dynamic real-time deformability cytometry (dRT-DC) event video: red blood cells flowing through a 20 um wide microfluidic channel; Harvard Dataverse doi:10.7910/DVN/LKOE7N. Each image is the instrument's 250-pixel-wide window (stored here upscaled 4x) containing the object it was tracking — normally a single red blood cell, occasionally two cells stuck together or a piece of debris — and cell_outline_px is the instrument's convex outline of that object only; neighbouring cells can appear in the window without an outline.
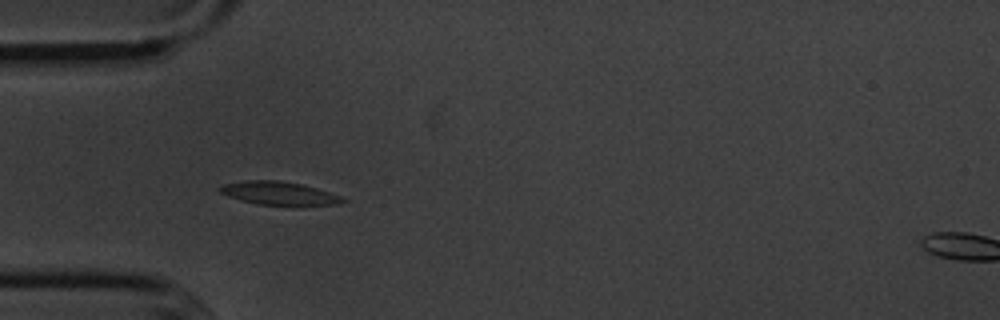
{"species": "common noctule bat (a hibernating species)", "species_latin": "Nyctalus noctula", "temperature_condition": "cold", "stored_images_in_passage": 6, "camera_frame_rate_fps": 3000, "um_per_image_px": 0.085, "animal": {"sex": "male", "body_mass_g": 20.1, "forearm_length_mm": 53.5}, "frame": {"image": 1, "passage_image": 1, "time_ms": 0.0, "image_size_px": [1000, 320], "cell_outline_px": [[348, 200], [336, 204], [256, 204], [240, 200], [228, 196], [220, 192], [216, 188], [224, 184], [244, 180], [280, 180], [300, 184], [316, 188], [340, 196]], "centroid_in_image_um": [23.62, 16.4], "position_along_channel_um": 61.4, "area_um2": 16.24}}
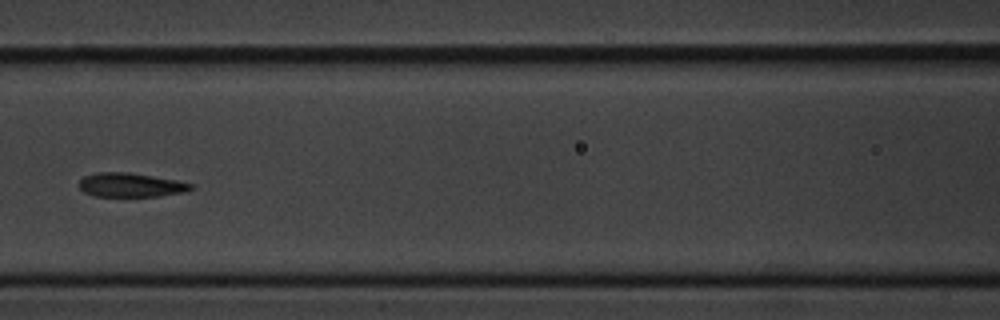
{"frame": {"image": 2, "passage_image": 3, "time_ms": 2.667, "image_size_px": [1000, 320], "cell_outline_px": [[192, 188], [184, 192], [160, 196], [92, 196], [84, 192], [80, 188], [80, 180], [84, 176], [96, 172], [128, 172], [176, 180], [192, 184]], "centroid_in_image_um": [11.08, 15.72], "position_along_channel_um": 155.5, "area_um2": 15.55}}
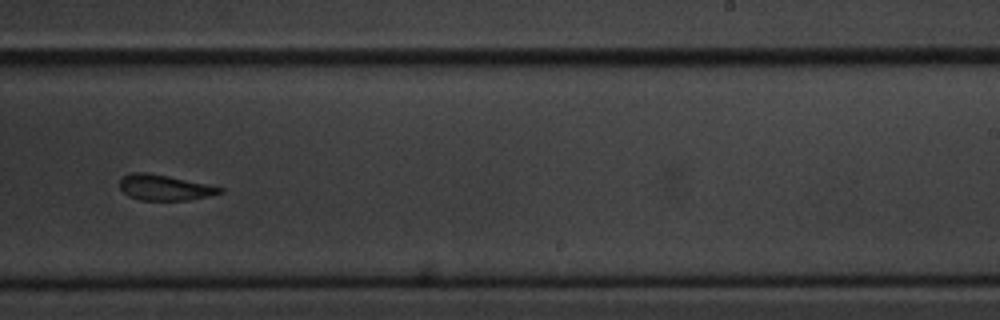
{"frame": {"image": 3, "passage_image": 6, "time_ms": 6.0, "image_size_px": [1000, 320], "cell_outline_px": [[224, 192], [208, 196], [188, 200], [140, 200], [128, 196], [120, 188], [120, 180], [124, 176], [132, 172], [148, 172], [168, 176], [224, 188]], "centroid_in_image_um": [13.97, 15.94], "position_along_channel_um": 275.0, "area_um2": 14.8}}